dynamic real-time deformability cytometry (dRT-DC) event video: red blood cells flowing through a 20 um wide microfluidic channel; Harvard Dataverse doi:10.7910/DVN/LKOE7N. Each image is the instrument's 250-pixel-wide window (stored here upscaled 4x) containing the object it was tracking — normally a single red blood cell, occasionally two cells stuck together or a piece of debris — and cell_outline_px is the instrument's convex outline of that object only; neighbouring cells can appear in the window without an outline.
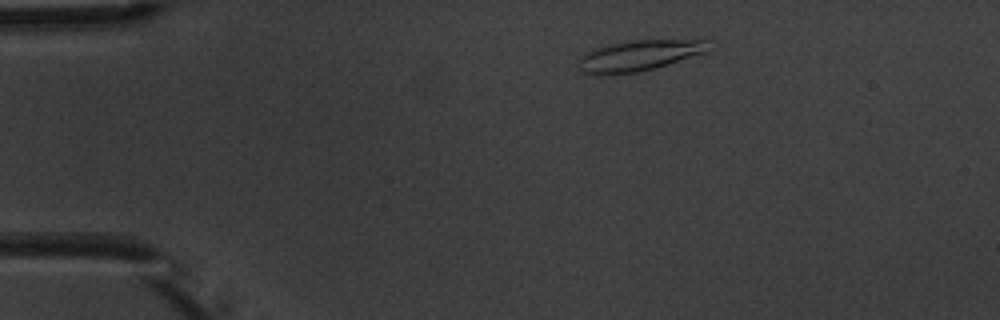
{"species": "common noctule bat (a hibernating species)", "species_latin": "Nyctalus noctula", "temperature_condition": "warm", "stored_images_in_passage": 9, "camera_frame_rate_fps": 3000, "um_per_image_px": 0.085, "animal": {"sex": "male", "body_mass_g": 20.1, "forearm_length_mm": 53.5}, "frame": {"image": 1, "passage_image": 2, "time_ms": 1.0, "image_size_px": [1000, 320], "cell_outline_px": [[708, 52], [656, 68], [640, 72], [612, 76], [592, 76], [584, 72], [580, 68], [580, 56], [584, 52], [592, 48], [632, 40], [708, 40]], "centroid_in_image_um": [54.27, 4.76], "position_along_channel_um": 30.7, "area_um2": 23.76}}
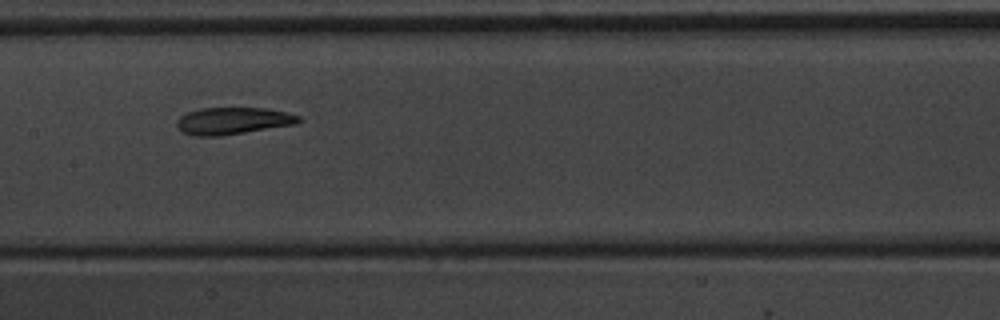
{"frame": {"image": 2, "passage_image": 7, "time_ms": 6.667, "image_size_px": [1000, 320], "cell_outline_px": [[304, 120], [296, 124], [220, 136], [192, 136], [180, 132], [176, 124], [176, 120], [180, 116], [188, 112], [200, 108], [264, 108], [288, 112], [300, 116]], "centroid_in_image_um": [19.79, 10.27], "position_along_channel_um": 187.6, "area_um2": 19.42}}
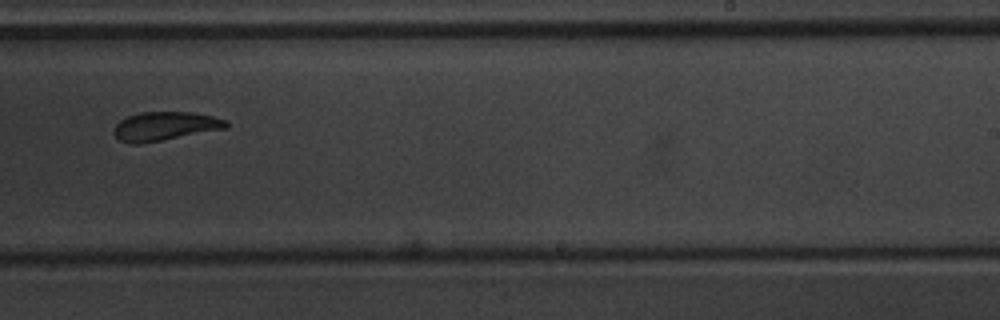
{"frame": {"image": 3, "passage_image": 9, "time_ms": 9.0, "image_size_px": [1000, 320], "cell_outline_px": [[228, 128], [140, 144], [128, 144], [120, 140], [112, 132], [112, 128], [120, 120], [128, 116], [140, 112], [192, 112], [212, 116], [228, 120]], "centroid_in_image_um": [14.0, 10.73], "position_along_channel_um": 275.0, "area_um2": 18.96}}